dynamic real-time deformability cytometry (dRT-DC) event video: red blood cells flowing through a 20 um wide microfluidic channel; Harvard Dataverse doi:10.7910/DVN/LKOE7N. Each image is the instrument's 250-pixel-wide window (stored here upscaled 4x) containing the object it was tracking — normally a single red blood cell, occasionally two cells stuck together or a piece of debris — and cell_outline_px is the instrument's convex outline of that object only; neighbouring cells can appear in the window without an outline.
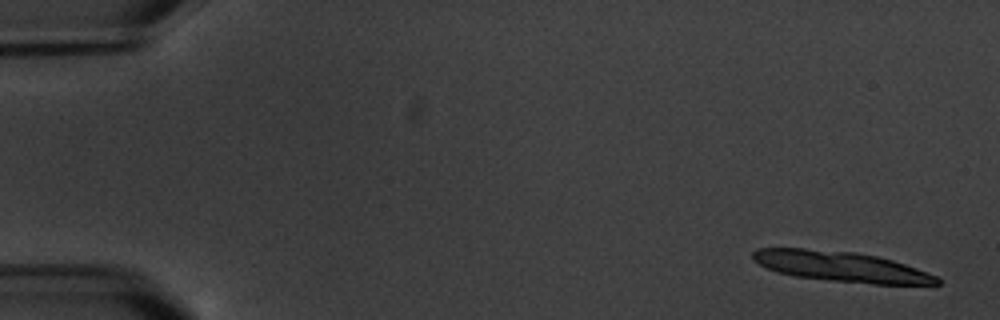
{"species": "common noctule bat (a hibernating species)", "species_latin": "Nyctalus noctula", "temperature_condition": "warm", "stored_images_in_passage": 9, "camera_frame_rate_fps": 3000, "um_per_image_px": 0.085, "animal": {"sex": "male", "body_mass_g": 20.1, "forearm_length_mm": 53.5}, "frame": {"image": 1, "passage_image": 1, "time_ms": 0.0, "image_size_px": [1000, 320], "cell_outline_px": [[940, 284], [872, 284], [828, 280], [796, 276], [776, 272], [752, 260], [752, 252], [756, 248], [804, 248], [856, 252], [876, 256], [892, 260], [916, 268], [936, 276], [940, 280]], "centroid_in_image_um": [71.45, 22.65], "position_along_channel_um": 13.6, "area_um2": 32.37}}
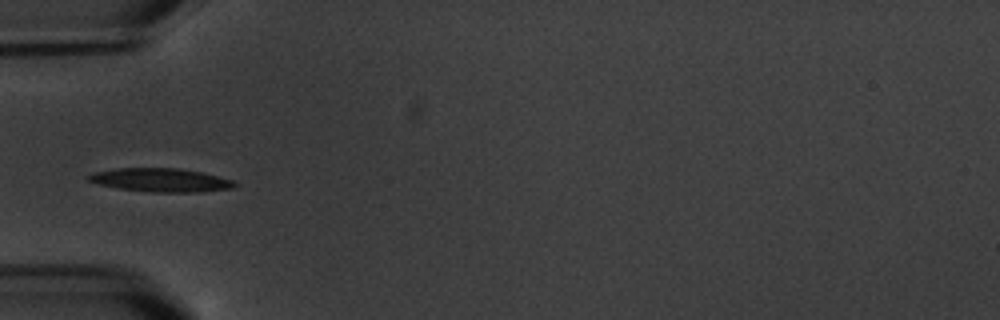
{"frame": {"image": 2, "passage_image": 6, "time_ms": 6.0, "image_size_px": [1000, 320], "cell_outline_px": [[236, 188], [200, 192], [152, 192], [120, 188], [96, 184], [88, 180], [84, 176], [92, 172], [116, 168], [180, 168], [200, 172], [232, 180], [236, 184]], "centroid_in_image_um": [13.61, 15.3], "position_along_channel_um": 71.4, "area_um2": 20.11}}
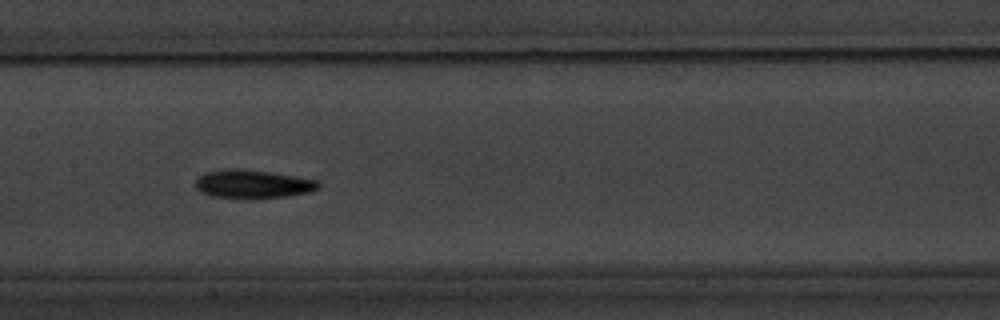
{"frame": {"image": 3, "passage_image": 9, "time_ms": 9.333, "image_size_px": [1000, 320], "cell_outline_px": [[320, 188], [312, 192], [288, 196], [252, 200], [248, 200], [212, 196], [200, 192], [196, 188], [196, 180], [204, 172], [224, 168], [240, 168], [272, 172], [320, 180]], "centroid_in_image_um": [21.52, 15.66], "position_along_channel_um": 185.9, "area_um2": 21.21}}